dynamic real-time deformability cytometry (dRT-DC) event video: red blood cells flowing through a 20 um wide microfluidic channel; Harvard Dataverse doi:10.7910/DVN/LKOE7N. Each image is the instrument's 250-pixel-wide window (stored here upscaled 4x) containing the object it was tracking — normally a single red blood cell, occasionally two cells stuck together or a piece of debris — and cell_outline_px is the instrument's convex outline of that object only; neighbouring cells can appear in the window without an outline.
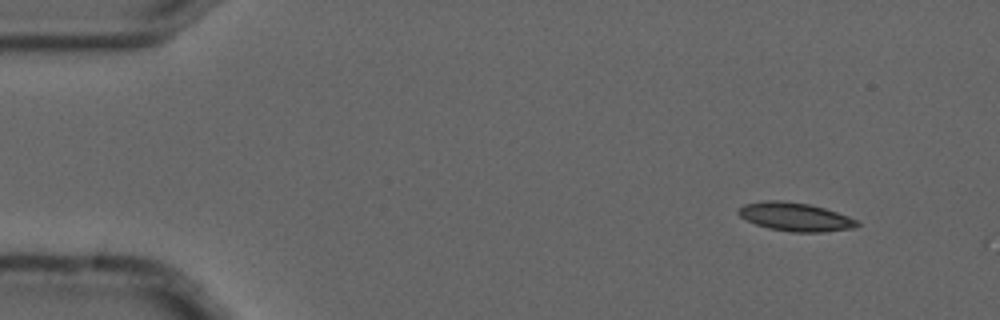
{"species": "common noctule bat (a hibernating species)", "species_latin": "Nyctalus noctula", "temperature_condition": "cold", "stored_images_in_passage": 5, "camera_frame_rate_fps": 3000, "um_per_image_px": 0.085, "animal": {"sex": "male", "forearm_length_mm": 52.5}, "frame": {"image": 1, "passage_image": 2, "time_ms": 0.333, "image_size_px": [1000, 320], "cell_outline_px": [[860, 224], [852, 228], [820, 232], [792, 232], [768, 228], [756, 224], [740, 216], [736, 212], [744, 204], [764, 200], [780, 200], [808, 204], [824, 208], [848, 216], [856, 220]], "centroid_in_image_um": [67.57, 18.43], "position_along_channel_um": 17.4, "area_um2": 19.48}}
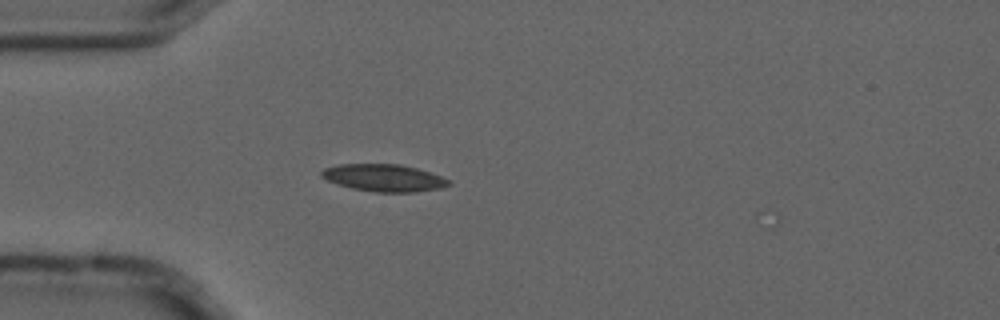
{"frame": {"image": 2, "passage_image": 5, "time_ms": 1.333, "image_size_px": [1000, 320], "cell_outline_px": [[452, 184], [440, 188], [416, 192], [376, 192], [352, 188], [336, 184], [320, 176], [320, 172], [324, 168], [340, 164], [400, 164], [416, 168], [452, 180]], "centroid_in_image_um": [32.63, 15.12], "position_along_channel_um": 52.4, "area_um2": 20.17}}